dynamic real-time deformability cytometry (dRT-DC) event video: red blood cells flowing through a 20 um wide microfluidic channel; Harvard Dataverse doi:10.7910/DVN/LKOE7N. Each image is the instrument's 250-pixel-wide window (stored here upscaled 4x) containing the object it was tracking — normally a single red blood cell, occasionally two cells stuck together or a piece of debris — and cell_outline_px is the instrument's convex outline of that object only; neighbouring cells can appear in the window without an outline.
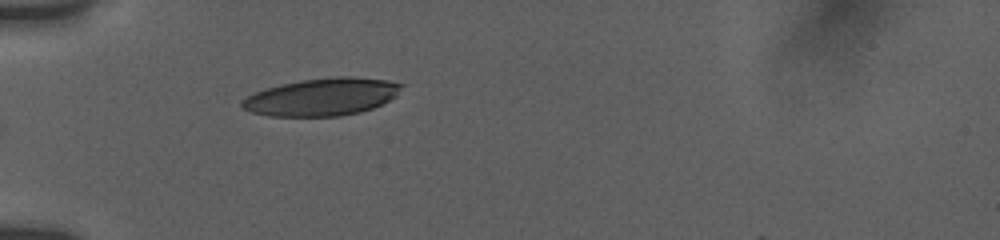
{"species": "human", "species_latin": "Homo sapiens", "temperature_condition": "room temperature", "stored_images_in_passage": 17, "camera_frame_rate_fps": 3000, "um_per_image_px": 0.085, "donor": {"sex": "female"}, "frame": {"image": 1, "passage_image": 1, "time_ms": 0.0, "image_size_px": [1000, 240], "cell_outline_px": [[404, 84], [396, 96], [372, 108], [360, 112], [340, 116], [268, 116], [252, 112], [244, 108], [240, 104], [240, 100], [256, 92], [280, 84], [300, 80], [336, 76], [348, 76], [388, 80]], "centroid_in_image_um": [27.37, 8.23], "position_along_channel_um": 57.6, "area_um2": 34.74}}
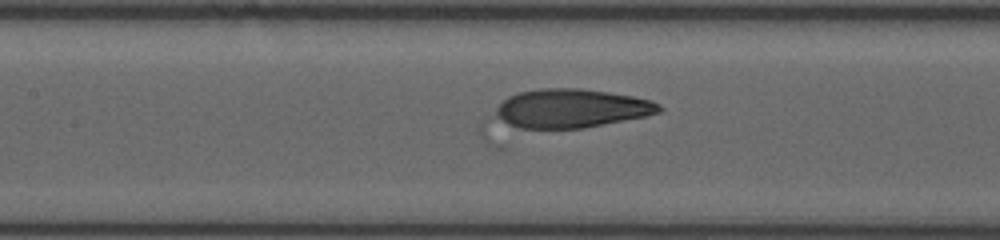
{"frame": {"image": 2, "passage_image": 11, "time_ms": 3.0, "image_size_px": [1000, 240], "cell_outline_px": [[664, 108], [660, 112], [644, 116], [584, 128], [520, 128], [508, 124], [496, 116], [496, 108], [508, 96], [520, 92], [540, 88], [580, 88], [608, 92], [632, 96], [652, 100], [660, 104]], "centroid_in_image_um": [48.59, 9.2], "position_along_channel_um": 158.8, "area_um2": 36.7}}
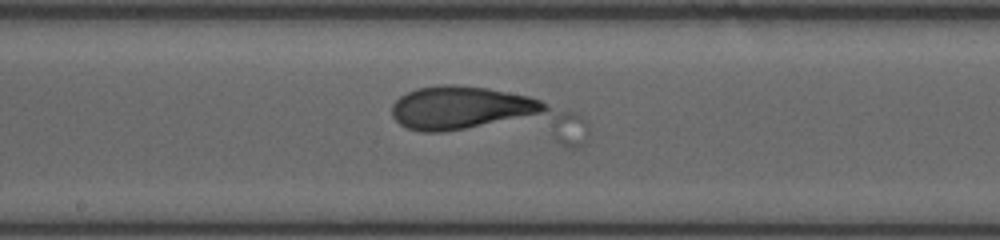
{"frame": {"image": 3, "passage_image": 15, "time_ms": 4.333, "image_size_px": [1000, 240], "cell_outline_px": [[584, 120], [440, 132], [424, 132], [408, 128], [400, 124], [392, 116], [392, 104], [400, 96], [416, 88], [440, 84], [452, 84], [488, 88], [528, 96], [540, 100], [572, 112], [580, 116]], "centroid_in_image_um": [40.14, 9.29], "position_along_channel_um": 208.1, "area_um2": 45.03}}